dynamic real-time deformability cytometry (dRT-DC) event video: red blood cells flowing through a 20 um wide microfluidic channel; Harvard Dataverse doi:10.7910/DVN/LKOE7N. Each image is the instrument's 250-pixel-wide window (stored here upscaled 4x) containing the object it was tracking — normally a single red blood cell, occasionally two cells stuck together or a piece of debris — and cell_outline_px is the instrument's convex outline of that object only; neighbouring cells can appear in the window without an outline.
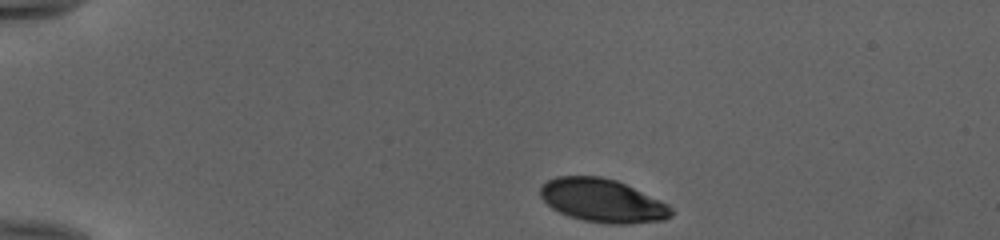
{"species": "human", "species_latin": "Homo sapiens", "temperature_condition": "cold", "stored_images_in_passage": 43, "camera_frame_rate_fps": 3000, "um_per_image_px": 0.085, "donor": {"sex": "female"}, "frame": {"image": 1, "passage_image": 1, "time_ms": 0.0, "image_size_px": [1000, 240], "cell_outline_px": [[672, 216], [664, 220], [628, 224], [608, 224], [584, 220], [568, 216], [552, 208], [540, 196], [540, 188], [548, 180], [556, 176], [600, 176], [616, 180], [660, 200], [668, 204], [672, 208]], "centroid_in_image_um": [51.22, 17.05], "position_along_channel_um": 33.8, "area_um2": 32.95}}
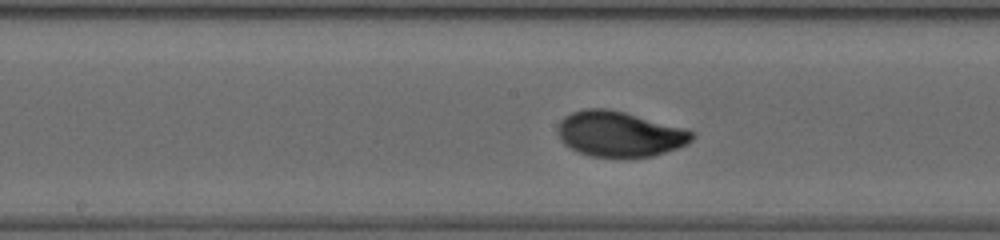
{"frame": {"image": 2, "passage_image": 19, "time_ms": 6.0, "image_size_px": [1000, 240], "cell_outline_px": [[696, 136], [688, 144], [652, 156], [592, 156], [580, 152], [564, 144], [560, 140], [556, 128], [560, 120], [564, 116], [572, 112], [584, 108], [604, 108], [624, 112], [684, 128], [696, 132]], "centroid_in_image_um": [52.65, 11.37], "position_along_channel_um": 195.6, "area_um2": 35.26}}
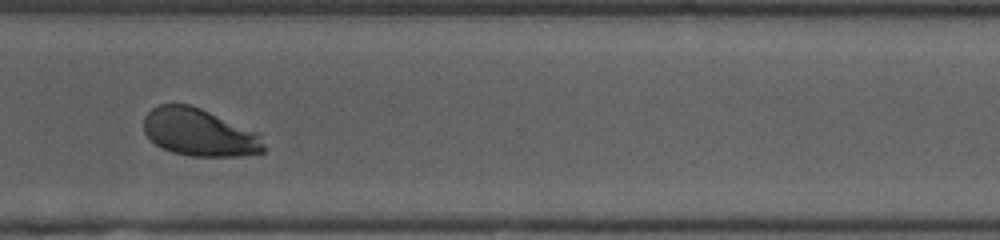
{"frame": {"image": 3, "passage_image": 31, "time_ms": 10.0, "image_size_px": [1000, 240], "cell_outline_px": [[264, 152], [240, 156], [188, 156], [172, 152], [156, 144], [144, 132], [144, 116], [152, 108], [160, 104], [188, 104], [200, 108], [260, 132], [264, 144]], "centroid_in_image_um": [16.97, 11.25], "position_along_channel_um": 353.6, "area_um2": 33.35}, "authors_computed_cell_mechanics": {"area_um2": 34.102, "velocity_mm_per_s": 3.952, "shape_relaxation_time_tau1_ms": 3.1024, "shape_relaxation_time_tau2_ms": null, "deformation_change_tau1": 0.1399, "deformation_change_tau2": null}}